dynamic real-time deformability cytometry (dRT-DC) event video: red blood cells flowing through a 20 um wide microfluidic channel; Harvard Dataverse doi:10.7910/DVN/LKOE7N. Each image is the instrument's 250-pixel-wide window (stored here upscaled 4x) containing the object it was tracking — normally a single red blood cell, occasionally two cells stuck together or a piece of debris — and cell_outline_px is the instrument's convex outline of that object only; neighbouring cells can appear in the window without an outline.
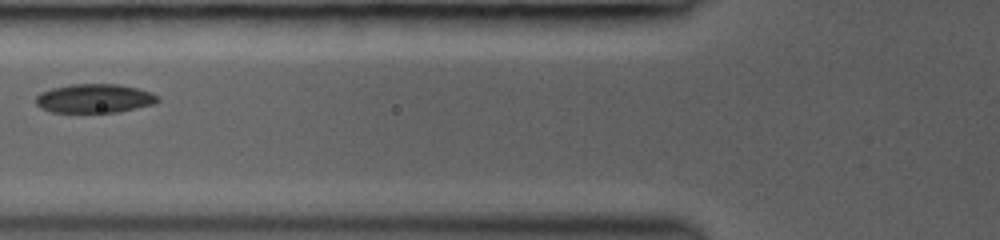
{"species": "common noctule bat (a hibernating species)", "species_latin": "Nyctalus noctula", "temperature_condition": "room temperature", "stored_images_in_passage": 5, "camera_frame_rate_fps": 3000, "um_per_image_px": 0.085, "animal": {"sex": "female", "body_mass_g": 19.0, "forearm_length_mm": 53.3}, "frame": {"image": 1, "passage_image": 4, "time_ms": 3.667, "image_size_px": [1000, 240], "cell_outline_px": [[160, 100], [152, 104], [116, 112], [52, 112], [40, 108], [36, 104], [36, 96], [40, 92], [52, 88], [68, 84], [120, 84], [152, 92], [160, 96]], "centroid_in_image_um": [8.01, 8.35], "position_along_channel_um": 117.8, "area_um2": 20.58}}